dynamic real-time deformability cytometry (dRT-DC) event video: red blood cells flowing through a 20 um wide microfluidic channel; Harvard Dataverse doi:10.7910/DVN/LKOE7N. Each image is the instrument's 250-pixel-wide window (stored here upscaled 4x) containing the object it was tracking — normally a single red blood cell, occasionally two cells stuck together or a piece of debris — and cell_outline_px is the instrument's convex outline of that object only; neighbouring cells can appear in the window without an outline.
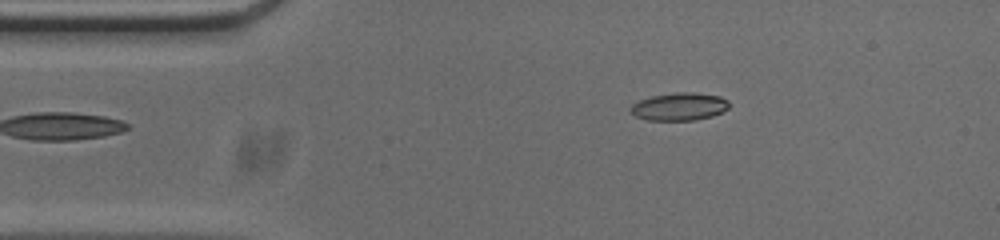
{"species": "common noctule bat (a hibernating species)", "species_latin": "Nyctalus noctula", "temperature_condition": "cold", "stored_images_in_passage": 45, "camera_frame_rate_fps": 3000, "um_per_image_px": 0.085, "animal": {"sex": "male", "body_mass_g": 20.0, "forearm_length_mm": 53.3}, "frame": {"image": 1, "passage_image": 1, "time_ms": 0.0, "image_size_px": [1000, 240], "cell_outline_px": [[728, 108], [724, 112], [712, 116], [692, 120], [648, 120], [636, 116], [632, 112], [632, 104], [640, 100], [652, 96], [676, 92], [692, 92], [720, 96], [728, 100]], "centroid_in_image_um": [57.78, 9.05], "position_along_channel_um": 27.2, "area_um2": 15.78}}
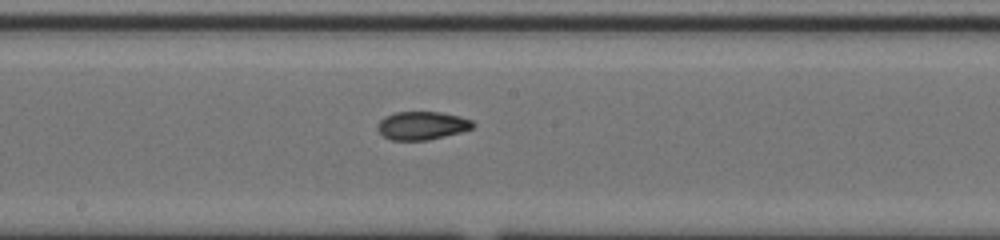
{"frame": {"image": 2, "passage_image": 19, "time_ms": 6.0, "image_size_px": [1000, 240], "cell_outline_px": [[476, 124], [472, 128], [460, 132], [428, 140], [392, 140], [384, 136], [376, 128], [376, 124], [384, 116], [396, 112], [440, 112], [460, 116], [472, 120]], "centroid_in_image_um": [35.86, 10.66], "position_along_channel_um": 212.3, "area_um2": 15.72}}
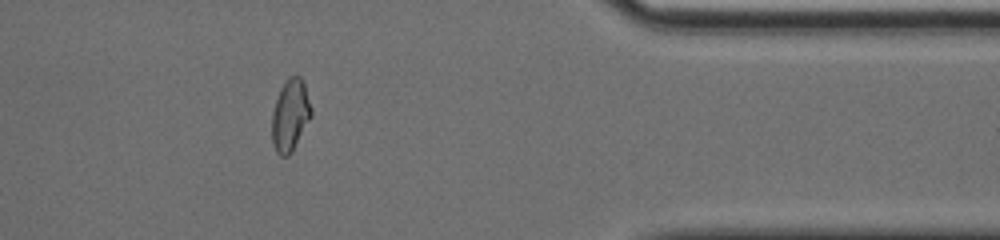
{"frame": {"image": 3, "passage_image": 35, "time_ms": 11.333, "image_size_px": [1000, 240], "cell_outline_px": [[312, 116], [292, 152], [288, 156], [280, 156], [276, 152], [272, 140], [272, 112], [280, 88], [288, 76], [300, 76], [304, 84], [312, 108]], "centroid_in_image_um": [24.67, 9.8], "position_along_channel_um": 386.7, "area_um2": 16.53}, "authors_computed_cell_mechanics": {"area_um2": 16.0684, "velocity_mm_per_s": 3.7963, "shape_relaxation_time_tau1_ms": null, "shape_relaxation_time_tau2_ms": 2.1582, "deformation_change_tau1": null, "deformation_change_tau2": 0.0673}}